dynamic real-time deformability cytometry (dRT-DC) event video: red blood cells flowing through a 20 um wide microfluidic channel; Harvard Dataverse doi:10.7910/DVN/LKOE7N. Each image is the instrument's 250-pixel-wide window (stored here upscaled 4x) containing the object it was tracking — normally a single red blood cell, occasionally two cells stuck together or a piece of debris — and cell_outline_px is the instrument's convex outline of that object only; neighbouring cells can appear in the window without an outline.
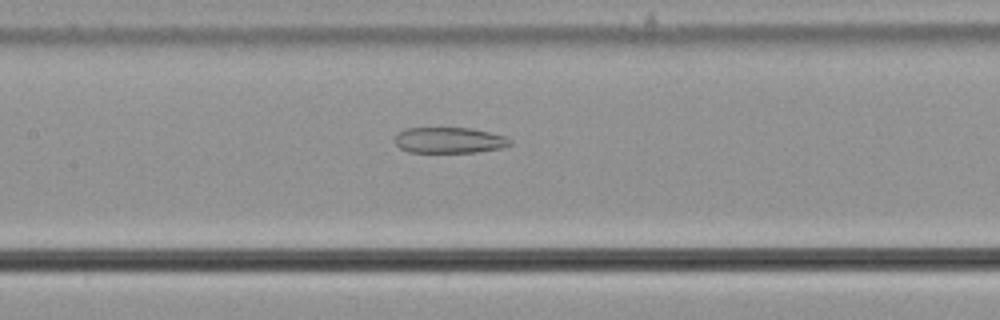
{"species": "common noctule bat (a hibernating species)", "species_latin": "Nyctalus noctula", "temperature_condition": "cold", "stored_images_in_passage": 56, "segment_of_instrument_passage": [1, 2], "camera_frame_rate_fps": 3000, "um_per_image_px": 0.085, "animal": {"sex": "male", "body_mass_g": 21.5, "forearm_length_mm": 52.0}, "frame": {"image": 1, "passage_image": 26, "time_ms": 8.333, "image_size_px": [1000, 320], "cell_outline_px": [[512, 144], [500, 148], [476, 152], [408, 152], [400, 148], [396, 144], [396, 132], [408, 128], [468, 128], [488, 132], [504, 136], [512, 140]], "centroid_in_image_um": [38.17, 11.92], "position_along_channel_um": 169.2, "area_um2": 17.22}}
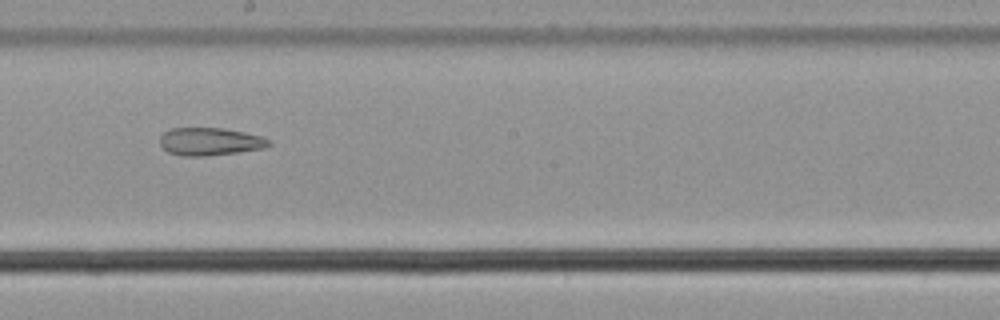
{"frame": {"image": 2, "passage_image": 31, "time_ms": 10.0, "image_size_px": [1000, 320], "cell_outline_px": [[272, 144], [264, 148], [240, 152], [208, 156], [184, 156], [168, 152], [160, 144], [160, 136], [164, 132], [172, 128], [224, 128], [244, 132], [260, 136], [272, 140]], "centroid_in_image_um": [17.87, 12.03], "position_along_channel_um": 230.3, "area_um2": 17.74}}
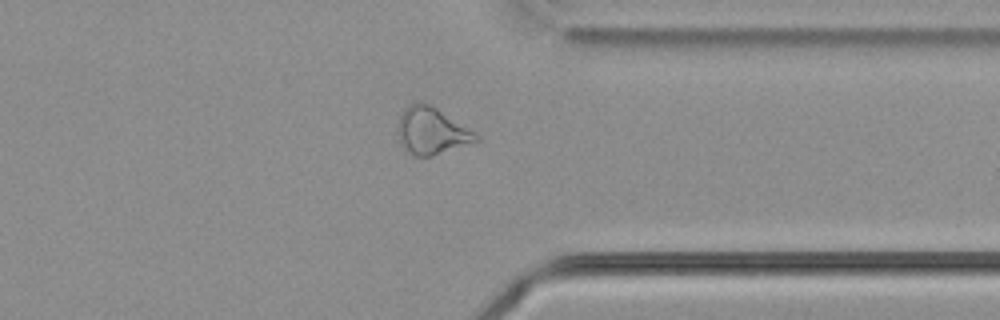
{"frame": {"image": 3, "passage_image": 43, "time_ms": 14.0, "image_size_px": [1000, 320], "cell_outline_px": [[480, 140], [428, 156], [416, 156], [404, 152], [400, 140], [400, 112], [412, 100], [420, 100], [436, 108], [480, 136]], "centroid_in_image_um": [36.64, 11.1], "position_along_channel_um": 374.8, "area_um2": 20.92}}